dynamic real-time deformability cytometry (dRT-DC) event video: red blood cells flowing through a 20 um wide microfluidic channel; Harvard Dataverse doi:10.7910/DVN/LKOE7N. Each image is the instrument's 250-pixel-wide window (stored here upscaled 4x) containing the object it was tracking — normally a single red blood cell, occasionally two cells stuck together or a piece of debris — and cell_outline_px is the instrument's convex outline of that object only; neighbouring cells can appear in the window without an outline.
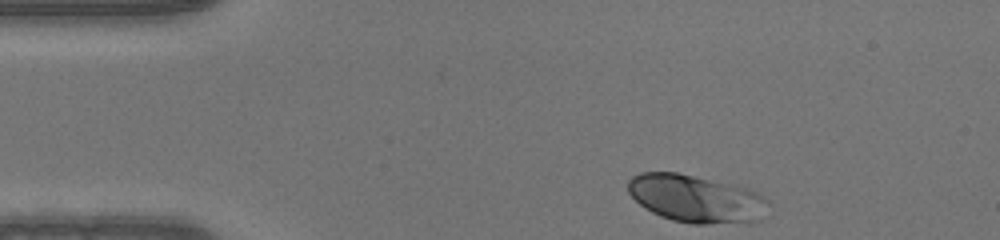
{"species": "human", "species_latin": "Homo sapiens", "temperature_condition": "warm", "stored_images_in_passage": 36, "camera_frame_rate_fps": 3000, "um_per_image_px": 0.085, "donor": {"sex": "male"}, "frame": {"image": 1, "passage_image": 1, "time_ms": 0.0, "image_size_px": [1000, 240], "cell_outline_px": [[768, 200], [760, 220], [752, 224], [692, 224], [672, 220], [660, 216], [644, 208], [628, 192], [628, 180], [632, 176], [640, 172], [676, 172], [748, 188], [764, 196]], "centroid_in_image_um": [59.17, 16.91], "position_along_channel_um": 25.8, "area_um2": 39.19}}
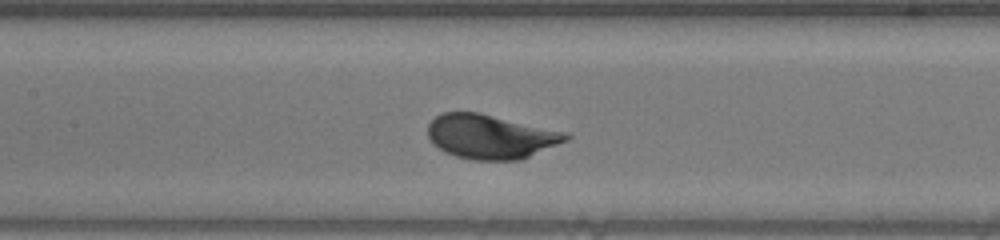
{"frame": {"image": 2, "passage_image": 16, "time_ms": 5.0, "image_size_px": [1000, 240], "cell_outline_px": [[572, 136], [568, 140], [520, 160], [472, 160], [456, 156], [444, 152], [432, 144], [428, 136], [428, 124], [440, 112], [480, 112], [568, 132]], "centroid_in_image_um": [41.7, 11.6], "position_along_channel_um": 165.7, "area_um2": 35.95}}
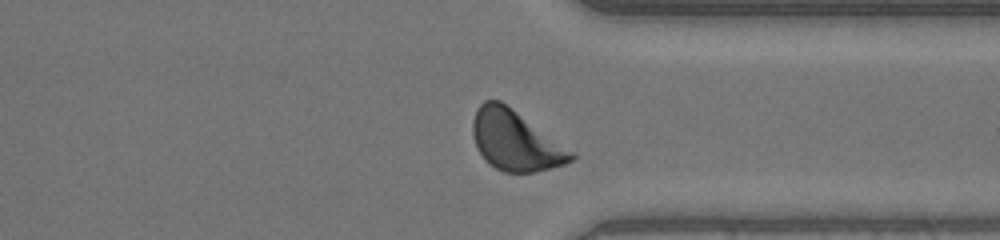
{"frame": {"image": 3, "passage_image": 31, "time_ms": 10.0, "image_size_px": [1000, 240], "cell_outline_px": [[576, 156], [572, 160], [564, 164], [536, 172], [504, 172], [488, 164], [484, 160], [476, 144], [472, 132], [472, 120], [476, 108], [484, 100], [500, 100], [576, 152]], "centroid_in_image_um": [43.81, 11.95], "position_along_channel_um": 367.6, "area_um2": 34.51}}